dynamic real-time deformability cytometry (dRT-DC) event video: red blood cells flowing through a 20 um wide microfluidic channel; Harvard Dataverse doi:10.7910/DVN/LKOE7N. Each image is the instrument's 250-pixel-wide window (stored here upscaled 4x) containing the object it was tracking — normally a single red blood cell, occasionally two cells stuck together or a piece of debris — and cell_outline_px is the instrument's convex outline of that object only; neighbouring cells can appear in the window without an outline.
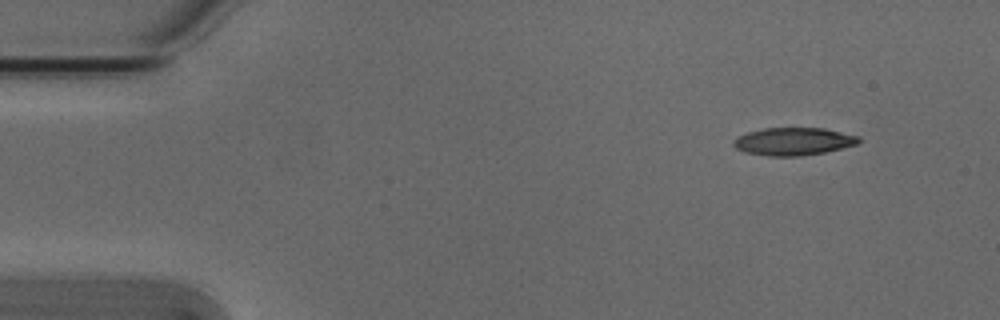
{"species": "Egyptian fruit bat (a non-hibernating species)", "species_latin": "Rousettus aegyptiacus", "temperature_condition": "cold", "stored_images_in_passage": 4, "camera_frame_rate_fps": 3000, "um_per_image_px": 0.085, "animal": {"sex": "male"}, "frame": {"image": 1, "passage_image": 1, "time_ms": 0.0, "image_size_px": [1000, 320], "cell_outline_px": [[860, 140], [856, 144], [824, 152], [800, 156], [768, 156], [744, 152], [736, 148], [732, 144], [732, 140], [748, 132], [764, 128], [824, 128], [860, 136]], "centroid_in_image_um": [67.42, 12.02], "position_along_channel_um": 17.6, "area_um2": 20.11}}